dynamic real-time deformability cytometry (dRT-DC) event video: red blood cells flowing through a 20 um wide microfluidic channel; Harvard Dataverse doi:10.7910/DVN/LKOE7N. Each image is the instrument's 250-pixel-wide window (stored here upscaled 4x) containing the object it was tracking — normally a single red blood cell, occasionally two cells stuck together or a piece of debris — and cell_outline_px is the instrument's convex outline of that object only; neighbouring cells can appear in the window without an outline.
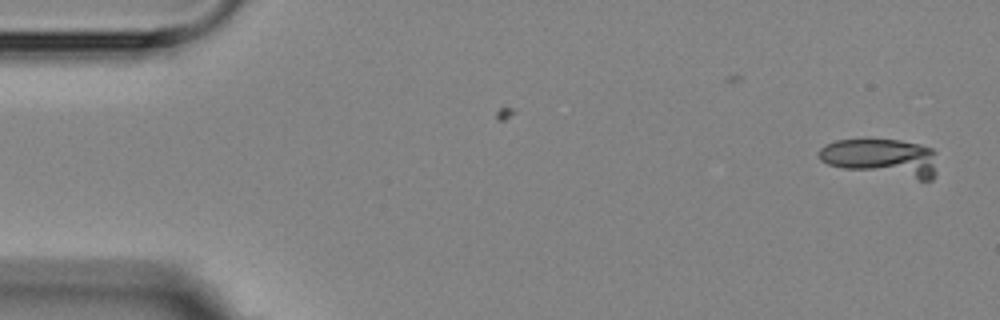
{"species": "Egyptian fruit bat (a non-hibernating species)", "species_latin": "Rousettus aegyptiacus", "temperature_condition": "room temperature", "stored_images_in_passage": 2, "camera_frame_rate_fps": 3000, "um_per_image_px": 0.085, "animal": {"sex": "female"}, "frame": {"image": 1, "passage_image": 2, "time_ms": 1.0, "image_size_px": [1000, 320], "cell_outline_px": [[936, 176], [932, 180], [920, 180], [844, 168], [828, 164], [820, 160], [816, 152], [824, 144], [836, 140], [864, 136], [900, 140], [920, 144], [932, 148], [936, 152]], "centroid_in_image_um": [74.93, 13.34], "position_along_channel_um": 10.1, "area_um2": 27.17}}